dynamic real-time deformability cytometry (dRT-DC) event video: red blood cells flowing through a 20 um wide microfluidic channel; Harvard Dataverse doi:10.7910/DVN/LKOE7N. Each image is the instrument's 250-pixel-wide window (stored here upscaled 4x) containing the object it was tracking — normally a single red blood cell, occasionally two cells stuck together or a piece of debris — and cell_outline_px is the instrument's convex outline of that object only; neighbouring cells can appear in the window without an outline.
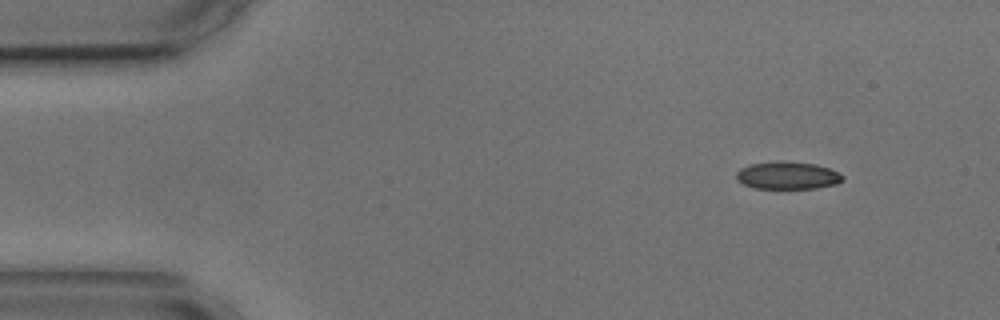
{"species": "common noctule bat (a hibernating species)", "species_latin": "Nyctalus noctula", "temperature_condition": "cold", "stored_images_in_passage": 6, "segment_of_instrument_passage": [1, 2], "camera_frame_rate_fps": 3000, "um_per_image_px": 0.085, "animal": {"sex": "male", "body_mass_g": 17.9, "forearm_length_mm": 54.2}, "frame": {"image": 1, "passage_image": 2, "time_ms": 1.333, "image_size_px": [1000, 320], "cell_outline_px": [[844, 180], [836, 184], [816, 188], [756, 188], [744, 184], [736, 180], [736, 172], [740, 168], [752, 164], [784, 160], [816, 164], [828, 168], [844, 176]], "centroid_in_image_um": [66.94, 14.9], "position_along_channel_um": 18.1, "area_um2": 17.05}}